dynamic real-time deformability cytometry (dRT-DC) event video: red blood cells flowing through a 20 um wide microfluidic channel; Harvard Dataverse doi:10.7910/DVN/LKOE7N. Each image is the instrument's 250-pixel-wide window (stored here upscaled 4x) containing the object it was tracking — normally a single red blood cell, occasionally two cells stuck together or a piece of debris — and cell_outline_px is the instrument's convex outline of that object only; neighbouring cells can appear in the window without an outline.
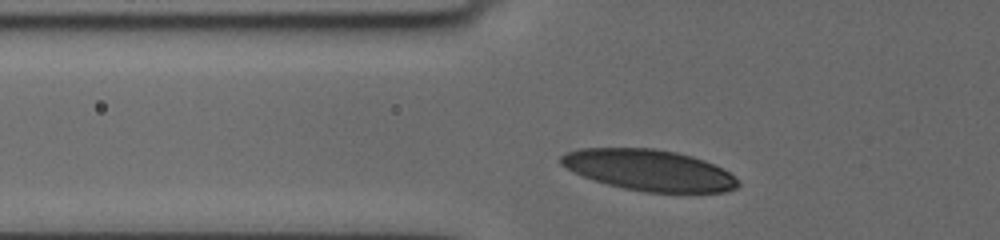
{"species": "human", "species_latin": "Homo sapiens", "temperature_condition": "cold", "stored_images_in_passage": 6, "camera_frame_rate_fps": 3000, "um_per_image_px": 0.085, "donor": {"sex": "female"}, "frame": {"image": 1, "passage_image": 3, "time_ms": 1.333, "image_size_px": [1000, 240], "cell_outline_px": [[740, 184], [736, 188], [724, 192], [644, 192], [624, 188], [592, 180], [572, 172], [560, 164], [560, 156], [564, 152], [580, 148], [652, 148], [676, 152], [692, 156], [704, 160], [736, 176], [740, 180]], "centroid_in_image_um": [55.14, 14.46], "position_along_channel_um": 70.7, "area_um2": 42.54}}
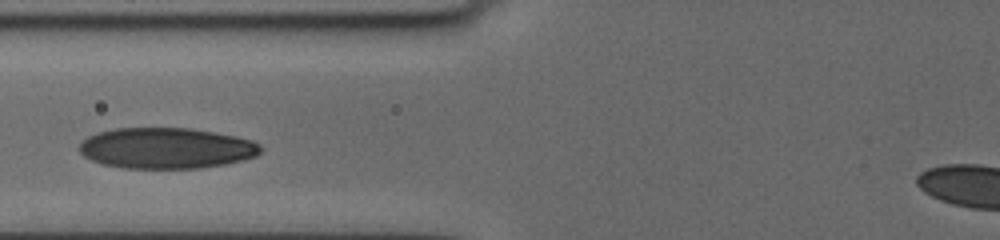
{"frame": {"image": 2, "passage_image": 5, "time_ms": 2.667, "image_size_px": [1000, 240], "cell_outline_px": [[264, 148], [256, 156], [244, 160], [224, 164], [200, 168], [120, 168], [100, 164], [84, 156], [80, 152], [80, 144], [88, 136], [96, 132], [112, 128], [192, 128], [236, 136], [252, 140], [260, 144]], "centroid_in_image_um": [14.14, 12.59], "position_along_channel_um": 111.7, "area_um2": 43.52}}